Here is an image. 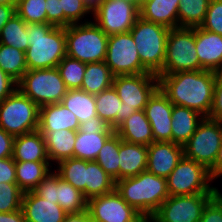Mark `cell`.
I'll return each instance as SVG.
<instances>
[{"label":"cell","mask_w":222,"mask_h":222,"mask_svg":"<svg viewBox=\"0 0 222 222\" xmlns=\"http://www.w3.org/2000/svg\"><path fill=\"white\" fill-rule=\"evenodd\" d=\"M121 138L114 132L100 149L95 161L114 181L119 180V147Z\"/></svg>","instance_id":"obj_35"},{"label":"cell","mask_w":222,"mask_h":222,"mask_svg":"<svg viewBox=\"0 0 222 222\" xmlns=\"http://www.w3.org/2000/svg\"><path fill=\"white\" fill-rule=\"evenodd\" d=\"M87 211L94 222H134L140 214L114 189L88 200Z\"/></svg>","instance_id":"obj_15"},{"label":"cell","mask_w":222,"mask_h":222,"mask_svg":"<svg viewBox=\"0 0 222 222\" xmlns=\"http://www.w3.org/2000/svg\"><path fill=\"white\" fill-rule=\"evenodd\" d=\"M79 131H115V129L111 128L107 122H105L98 115L95 117H91L90 121H86L80 123Z\"/></svg>","instance_id":"obj_49"},{"label":"cell","mask_w":222,"mask_h":222,"mask_svg":"<svg viewBox=\"0 0 222 222\" xmlns=\"http://www.w3.org/2000/svg\"><path fill=\"white\" fill-rule=\"evenodd\" d=\"M57 165L56 173L59 177L85 196L86 160L68 158L58 162Z\"/></svg>","instance_id":"obj_38"},{"label":"cell","mask_w":222,"mask_h":222,"mask_svg":"<svg viewBox=\"0 0 222 222\" xmlns=\"http://www.w3.org/2000/svg\"><path fill=\"white\" fill-rule=\"evenodd\" d=\"M215 193L169 196L155 212L159 222H197Z\"/></svg>","instance_id":"obj_14"},{"label":"cell","mask_w":222,"mask_h":222,"mask_svg":"<svg viewBox=\"0 0 222 222\" xmlns=\"http://www.w3.org/2000/svg\"><path fill=\"white\" fill-rule=\"evenodd\" d=\"M50 162L15 161L16 184L23 192L33 191L50 173Z\"/></svg>","instance_id":"obj_27"},{"label":"cell","mask_w":222,"mask_h":222,"mask_svg":"<svg viewBox=\"0 0 222 222\" xmlns=\"http://www.w3.org/2000/svg\"><path fill=\"white\" fill-rule=\"evenodd\" d=\"M115 132L128 143L148 146L154 142L152 128L144 110L131 114L115 128Z\"/></svg>","instance_id":"obj_22"},{"label":"cell","mask_w":222,"mask_h":222,"mask_svg":"<svg viewBox=\"0 0 222 222\" xmlns=\"http://www.w3.org/2000/svg\"><path fill=\"white\" fill-rule=\"evenodd\" d=\"M114 179L96 161L86 160L85 198L87 200L112 192Z\"/></svg>","instance_id":"obj_30"},{"label":"cell","mask_w":222,"mask_h":222,"mask_svg":"<svg viewBox=\"0 0 222 222\" xmlns=\"http://www.w3.org/2000/svg\"><path fill=\"white\" fill-rule=\"evenodd\" d=\"M204 70L195 48V27H177L169 30L166 55L161 74Z\"/></svg>","instance_id":"obj_8"},{"label":"cell","mask_w":222,"mask_h":222,"mask_svg":"<svg viewBox=\"0 0 222 222\" xmlns=\"http://www.w3.org/2000/svg\"><path fill=\"white\" fill-rule=\"evenodd\" d=\"M56 170L50 171L48 175L39 183L33 190L39 197L54 201L58 204L57 189H56Z\"/></svg>","instance_id":"obj_44"},{"label":"cell","mask_w":222,"mask_h":222,"mask_svg":"<svg viewBox=\"0 0 222 222\" xmlns=\"http://www.w3.org/2000/svg\"><path fill=\"white\" fill-rule=\"evenodd\" d=\"M147 171L167 178L184 156V148L173 142H152L147 146Z\"/></svg>","instance_id":"obj_17"},{"label":"cell","mask_w":222,"mask_h":222,"mask_svg":"<svg viewBox=\"0 0 222 222\" xmlns=\"http://www.w3.org/2000/svg\"><path fill=\"white\" fill-rule=\"evenodd\" d=\"M172 117V142L184 146L195 133L198 124L204 119L199 112L173 104Z\"/></svg>","instance_id":"obj_25"},{"label":"cell","mask_w":222,"mask_h":222,"mask_svg":"<svg viewBox=\"0 0 222 222\" xmlns=\"http://www.w3.org/2000/svg\"><path fill=\"white\" fill-rule=\"evenodd\" d=\"M17 88L39 107L61 102L68 91L57 67L27 70Z\"/></svg>","instance_id":"obj_7"},{"label":"cell","mask_w":222,"mask_h":222,"mask_svg":"<svg viewBox=\"0 0 222 222\" xmlns=\"http://www.w3.org/2000/svg\"><path fill=\"white\" fill-rule=\"evenodd\" d=\"M0 222H26L22 209L5 213L0 212Z\"/></svg>","instance_id":"obj_52"},{"label":"cell","mask_w":222,"mask_h":222,"mask_svg":"<svg viewBox=\"0 0 222 222\" xmlns=\"http://www.w3.org/2000/svg\"><path fill=\"white\" fill-rule=\"evenodd\" d=\"M63 222H94V221L91 219L89 212L86 210L80 213L67 214Z\"/></svg>","instance_id":"obj_55"},{"label":"cell","mask_w":222,"mask_h":222,"mask_svg":"<svg viewBox=\"0 0 222 222\" xmlns=\"http://www.w3.org/2000/svg\"><path fill=\"white\" fill-rule=\"evenodd\" d=\"M84 2L91 10H94L102 2V0H84Z\"/></svg>","instance_id":"obj_57"},{"label":"cell","mask_w":222,"mask_h":222,"mask_svg":"<svg viewBox=\"0 0 222 222\" xmlns=\"http://www.w3.org/2000/svg\"><path fill=\"white\" fill-rule=\"evenodd\" d=\"M115 76L150 73L141 63L134 39L129 32L108 37L105 61Z\"/></svg>","instance_id":"obj_13"},{"label":"cell","mask_w":222,"mask_h":222,"mask_svg":"<svg viewBox=\"0 0 222 222\" xmlns=\"http://www.w3.org/2000/svg\"><path fill=\"white\" fill-rule=\"evenodd\" d=\"M23 191L16 183H0V212L10 213L21 209Z\"/></svg>","instance_id":"obj_41"},{"label":"cell","mask_w":222,"mask_h":222,"mask_svg":"<svg viewBox=\"0 0 222 222\" xmlns=\"http://www.w3.org/2000/svg\"><path fill=\"white\" fill-rule=\"evenodd\" d=\"M57 69L68 90L81 89L86 63L66 55L58 64Z\"/></svg>","instance_id":"obj_39"},{"label":"cell","mask_w":222,"mask_h":222,"mask_svg":"<svg viewBox=\"0 0 222 222\" xmlns=\"http://www.w3.org/2000/svg\"><path fill=\"white\" fill-rule=\"evenodd\" d=\"M61 103L75 114L79 123L90 121L91 117L97 116L95 95L84 90H68Z\"/></svg>","instance_id":"obj_29"},{"label":"cell","mask_w":222,"mask_h":222,"mask_svg":"<svg viewBox=\"0 0 222 222\" xmlns=\"http://www.w3.org/2000/svg\"><path fill=\"white\" fill-rule=\"evenodd\" d=\"M221 204H222V194L220 190L216 187L215 196H214Z\"/></svg>","instance_id":"obj_59"},{"label":"cell","mask_w":222,"mask_h":222,"mask_svg":"<svg viewBox=\"0 0 222 222\" xmlns=\"http://www.w3.org/2000/svg\"><path fill=\"white\" fill-rule=\"evenodd\" d=\"M210 0H180L178 27H200L208 10Z\"/></svg>","instance_id":"obj_36"},{"label":"cell","mask_w":222,"mask_h":222,"mask_svg":"<svg viewBox=\"0 0 222 222\" xmlns=\"http://www.w3.org/2000/svg\"><path fill=\"white\" fill-rule=\"evenodd\" d=\"M15 137L0 128V159L13 157Z\"/></svg>","instance_id":"obj_51"},{"label":"cell","mask_w":222,"mask_h":222,"mask_svg":"<svg viewBox=\"0 0 222 222\" xmlns=\"http://www.w3.org/2000/svg\"><path fill=\"white\" fill-rule=\"evenodd\" d=\"M218 74L210 70L160 74L159 88L174 105L193 109L208 117Z\"/></svg>","instance_id":"obj_1"},{"label":"cell","mask_w":222,"mask_h":222,"mask_svg":"<svg viewBox=\"0 0 222 222\" xmlns=\"http://www.w3.org/2000/svg\"><path fill=\"white\" fill-rule=\"evenodd\" d=\"M56 189L58 204L67 214L80 213L87 210L88 200L83 193L61 179L57 173Z\"/></svg>","instance_id":"obj_33"},{"label":"cell","mask_w":222,"mask_h":222,"mask_svg":"<svg viewBox=\"0 0 222 222\" xmlns=\"http://www.w3.org/2000/svg\"><path fill=\"white\" fill-rule=\"evenodd\" d=\"M77 131L62 129L53 132H41L45 139L49 161L56 164L64 159L73 158Z\"/></svg>","instance_id":"obj_26"},{"label":"cell","mask_w":222,"mask_h":222,"mask_svg":"<svg viewBox=\"0 0 222 222\" xmlns=\"http://www.w3.org/2000/svg\"><path fill=\"white\" fill-rule=\"evenodd\" d=\"M197 222H222V204L213 197L204 208Z\"/></svg>","instance_id":"obj_47"},{"label":"cell","mask_w":222,"mask_h":222,"mask_svg":"<svg viewBox=\"0 0 222 222\" xmlns=\"http://www.w3.org/2000/svg\"><path fill=\"white\" fill-rule=\"evenodd\" d=\"M47 23L64 27V12L61 10V0H46Z\"/></svg>","instance_id":"obj_46"},{"label":"cell","mask_w":222,"mask_h":222,"mask_svg":"<svg viewBox=\"0 0 222 222\" xmlns=\"http://www.w3.org/2000/svg\"><path fill=\"white\" fill-rule=\"evenodd\" d=\"M169 30L140 16L130 30L142 65L157 76L163 71Z\"/></svg>","instance_id":"obj_5"},{"label":"cell","mask_w":222,"mask_h":222,"mask_svg":"<svg viewBox=\"0 0 222 222\" xmlns=\"http://www.w3.org/2000/svg\"><path fill=\"white\" fill-rule=\"evenodd\" d=\"M0 128L17 137L39 128V106L18 88L0 102Z\"/></svg>","instance_id":"obj_6"},{"label":"cell","mask_w":222,"mask_h":222,"mask_svg":"<svg viewBox=\"0 0 222 222\" xmlns=\"http://www.w3.org/2000/svg\"><path fill=\"white\" fill-rule=\"evenodd\" d=\"M222 143V123L207 117L198 124L195 133L183 146L184 156L208 170L214 165Z\"/></svg>","instance_id":"obj_12"},{"label":"cell","mask_w":222,"mask_h":222,"mask_svg":"<svg viewBox=\"0 0 222 222\" xmlns=\"http://www.w3.org/2000/svg\"><path fill=\"white\" fill-rule=\"evenodd\" d=\"M94 22L108 36L129 32L139 17L135 0H102L92 10Z\"/></svg>","instance_id":"obj_11"},{"label":"cell","mask_w":222,"mask_h":222,"mask_svg":"<svg viewBox=\"0 0 222 222\" xmlns=\"http://www.w3.org/2000/svg\"><path fill=\"white\" fill-rule=\"evenodd\" d=\"M97 115L115 129L122 122V101L113 86L95 95Z\"/></svg>","instance_id":"obj_31"},{"label":"cell","mask_w":222,"mask_h":222,"mask_svg":"<svg viewBox=\"0 0 222 222\" xmlns=\"http://www.w3.org/2000/svg\"><path fill=\"white\" fill-rule=\"evenodd\" d=\"M18 0H0V5L17 6Z\"/></svg>","instance_id":"obj_58"},{"label":"cell","mask_w":222,"mask_h":222,"mask_svg":"<svg viewBox=\"0 0 222 222\" xmlns=\"http://www.w3.org/2000/svg\"><path fill=\"white\" fill-rule=\"evenodd\" d=\"M195 48L201 67L216 73L222 72V36L195 27Z\"/></svg>","instance_id":"obj_18"},{"label":"cell","mask_w":222,"mask_h":222,"mask_svg":"<svg viewBox=\"0 0 222 222\" xmlns=\"http://www.w3.org/2000/svg\"><path fill=\"white\" fill-rule=\"evenodd\" d=\"M179 3L180 0H141L139 16L169 29L177 28Z\"/></svg>","instance_id":"obj_21"},{"label":"cell","mask_w":222,"mask_h":222,"mask_svg":"<svg viewBox=\"0 0 222 222\" xmlns=\"http://www.w3.org/2000/svg\"><path fill=\"white\" fill-rule=\"evenodd\" d=\"M17 6L0 5V32L2 27L16 13Z\"/></svg>","instance_id":"obj_54"},{"label":"cell","mask_w":222,"mask_h":222,"mask_svg":"<svg viewBox=\"0 0 222 222\" xmlns=\"http://www.w3.org/2000/svg\"><path fill=\"white\" fill-rule=\"evenodd\" d=\"M85 20L65 27L66 55L83 63L105 61L109 36Z\"/></svg>","instance_id":"obj_4"},{"label":"cell","mask_w":222,"mask_h":222,"mask_svg":"<svg viewBox=\"0 0 222 222\" xmlns=\"http://www.w3.org/2000/svg\"><path fill=\"white\" fill-rule=\"evenodd\" d=\"M115 190L142 215H154L169 197L166 178L147 170L135 177L115 181Z\"/></svg>","instance_id":"obj_3"},{"label":"cell","mask_w":222,"mask_h":222,"mask_svg":"<svg viewBox=\"0 0 222 222\" xmlns=\"http://www.w3.org/2000/svg\"><path fill=\"white\" fill-rule=\"evenodd\" d=\"M17 88V82L0 68V102L10 96Z\"/></svg>","instance_id":"obj_50"},{"label":"cell","mask_w":222,"mask_h":222,"mask_svg":"<svg viewBox=\"0 0 222 222\" xmlns=\"http://www.w3.org/2000/svg\"><path fill=\"white\" fill-rule=\"evenodd\" d=\"M27 23L15 13L2 27L0 32V44L26 51L28 49Z\"/></svg>","instance_id":"obj_34"},{"label":"cell","mask_w":222,"mask_h":222,"mask_svg":"<svg viewBox=\"0 0 222 222\" xmlns=\"http://www.w3.org/2000/svg\"><path fill=\"white\" fill-rule=\"evenodd\" d=\"M211 181L209 170L204 165L185 156L166 178L169 196L215 193L216 187L210 186Z\"/></svg>","instance_id":"obj_10"},{"label":"cell","mask_w":222,"mask_h":222,"mask_svg":"<svg viewBox=\"0 0 222 222\" xmlns=\"http://www.w3.org/2000/svg\"><path fill=\"white\" fill-rule=\"evenodd\" d=\"M207 118L222 123V75L220 73L215 79L212 106Z\"/></svg>","instance_id":"obj_45"},{"label":"cell","mask_w":222,"mask_h":222,"mask_svg":"<svg viewBox=\"0 0 222 222\" xmlns=\"http://www.w3.org/2000/svg\"><path fill=\"white\" fill-rule=\"evenodd\" d=\"M79 125L75 114L61 102L39 107L38 130L40 132H53L62 129L78 131Z\"/></svg>","instance_id":"obj_20"},{"label":"cell","mask_w":222,"mask_h":222,"mask_svg":"<svg viewBox=\"0 0 222 222\" xmlns=\"http://www.w3.org/2000/svg\"><path fill=\"white\" fill-rule=\"evenodd\" d=\"M209 174L212 180H216L222 176V143L218 150L216 161L214 165L209 169Z\"/></svg>","instance_id":"obj_53"},{"label":"cell","mask_w":222,"mask_h":222,"mask_svg":"<svg viewBox=\"0 0 222 222\" xmlns=\"http://www.w3.org/2000/svg\"><path fill=\"white\" fill-rule=\"evenodd\" d=\"M61 10L64 12V27L79 24L85 14H92L84 0H61Z\"/></svg>","instance_id":"obj_42"},{"label":"cell","mask_w":222,"mask_h":222,"mask_svg":"<svg viewBox=\"0 0 222 222\" xmlns=\"http://www.w3.org/2000/svg\"><path fill=\"white\" fill-rule=\"evenodd\" d=\"M200 28L222 36V0H210Z\"/></svg>","instance_id":"obj_43"},{"label":"cell","mask_w":222,"mask_h":222,"mask_svg":"<svg viewBox=\"0 0 222 222\" xmlns=\"http://www.w3.org/2000/svg\"><path fill=\"white\" fill-rule=\"evenodd\" d=\"M122 101V121L136 111L144 110L148 99L159 88V78L152 73L120 75L113 85Z\"/></svg>","instance_id":"obj_9"},{"label":"cell","mask_w":222,"mask_h":222,"mask_svg":"<svg viewBox=\"0 0 222 222\" xmlns=\"http://www.w3.org/2000/svg\"><path fill=\"white\" fill-rule=\"evenodd\" d=\"M114 75L104 61L86 63L81 90L97 95L113 85Z\"/></svg>","instance_id":"obj_32"},{"label":"cell","mask_w":222,"mask_h":222,"mask_svg":"<svg viewBox=\"0 0 222 222\" xmlns=\"http://www.w3.org/2000/svg\"><path fill=\"white\" fill-rule=\"evenodd\" d=\"M148 149L146 145L132 144L120 140L119 179L135 177L147 169Z\"/></svg>","instance_id":"obj_23"},{"label":"cell","mask_w":222,"mask_h":222,"mask_svg":"<svg viewBox=\"0 0 222 222\" xmlns=\"http://www.w3.org/2000/svg\"><path fill=\"white\" fill-rule=\"evenodd\" d=\"M27 32L29 46L25 57L28 70L57 67L66 56L65 27L30 23Z\"/></svg>","instance_id":"obj_2"},{"label":"cell","mask_w":222,"mask_h":222,"mask_svg":"<svg viewBox=\"0 0 222 222\" xmlns=\"http://www.w3.org/2000/svg\"><path fill=\"white\" fill-rule=\"evenodd\" d=\"M172 109L173 103L160 88L148 99L144 111L155 142H172Z\"/></svg>","instance_id":"obj_16"},{"label":"cell","mask_w":222,"mask_h":222,"mask_svg":"<svg viewBox=\"0 0 222 222\" xmlns=\"http://www.w3.org/2000/svg\"><path fill=\"white\" fill-rule=\"evenodd\" d=\"M134 222H159L155 215H140Z\"/></svg>","instance_id":"obj_56"},{"label":"cell","mask_w":222,"mask_h":222,"mask_svg":"<svg viewBox=\"0 0 222 222\" xmlns=\"http://www.w3.org/2000/svg\"><path fill=\"white\" fill-rule=\"evenodd\" d=\"M115 131H85L76 133L73 158L95 161L105 141Z\"/></svg>","instance_id":"obj_28"},{"label":"cell","mask_w":222,"mask_h":222,"mask_svg":"<svg viewBox=\"0 0 222 222\" xmlns=\"http://www.w3.org/2000/svg\"><path fill=\"white\" fill-rule=\"evenodd\" d=\"M46 0H18L16 13L27 23H47Z\"/></svg>","instance_id":"obj_40"},{"label":"cell","mask_w":222,"mask_h":222,"mask_svg":"<svg viewBox=\"0 0 222 222\" xmlns=\"http://www.w3.org/2000/svg\"><path fill=\"white\" fill-rule=\"evenodd\" d=\"M21 209L26 222H63L67 216L59 204L39 197L34 191L23 193Z\"/></svg>","instance_id":"obj_19"},{"label":"cell","mask_w":222,"mask_h":222,"mask_svg":"<svg viewBox=\"0 0 222 222\" xmlns=\"http://www.w3.org/2000/svg\"><path fill=\"white\" fill-rule=\"evenodd\" d=\"M0 68L18 82L28 70L25 52L12 46L0 44Z\"/></svg>","instance_id":"obj_37"},{"label":"cell","mask_w":222,"mask_h":222,"mask_svg":"<svg viewBox=\"0 0 222 222\" xmlns=\"http://www.w3.org/2000/svg\"><path fill=\"white\" fill-rule=\"evenodd\" d=\"M16 183L15 161L13 157L0 159V183Z\"/></svg>","instance_id":"obj_48"},{"label":"cell","mask_w":222,"mask_h":222,"mask_svg":"<svg viewBox=\"0 0 222 222\" xmlns=\"http://www.w3.org/2000/svg\"><path fill=\"white\" fill-rule=\"evenodd\" d=\"M13 160L49 162L45 139L39 130L15 137Z\"/></svg>","instance_id":"obj_24"}]
</instances>
